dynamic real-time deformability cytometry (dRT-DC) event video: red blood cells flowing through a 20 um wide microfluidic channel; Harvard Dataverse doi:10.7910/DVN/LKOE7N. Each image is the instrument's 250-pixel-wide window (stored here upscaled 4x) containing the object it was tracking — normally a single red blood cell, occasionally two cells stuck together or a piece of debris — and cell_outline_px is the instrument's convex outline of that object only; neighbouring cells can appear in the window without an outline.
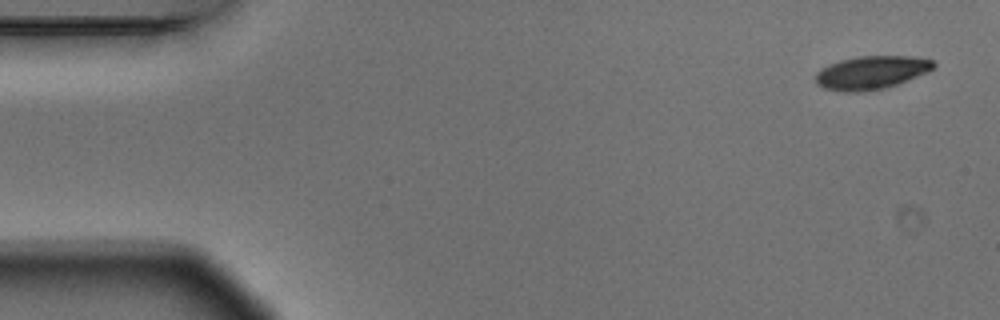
{"species": "Egyptian fruit bat (a non-hibernating species)", "species_latin": "Rousettus aegyptiacus", "temperature_condition": "warm", "stored_images_in_passage": 5, "camera_frame_rate_fps": 3000, "um_per_image_px": 0.085, "animal": {"sex": "male"}, "frame": {"image": 1, "passage_image": 1, "time_ms": 0.0, "image_size_px": [1000, 320], "cell_outline_px": [[936, 64], [928, 72], [888, 88], [860, 92], [844, 92], [824, 88], [816, 84], [816, 72], [820, 68], [828, 64], [840, 60], [860, 56], [912, 56], [932, 60]], "centroid_in_image_um": [74.04, 6.17], "position_along_channel_um": 11.0, "area_um2": 23.06}}